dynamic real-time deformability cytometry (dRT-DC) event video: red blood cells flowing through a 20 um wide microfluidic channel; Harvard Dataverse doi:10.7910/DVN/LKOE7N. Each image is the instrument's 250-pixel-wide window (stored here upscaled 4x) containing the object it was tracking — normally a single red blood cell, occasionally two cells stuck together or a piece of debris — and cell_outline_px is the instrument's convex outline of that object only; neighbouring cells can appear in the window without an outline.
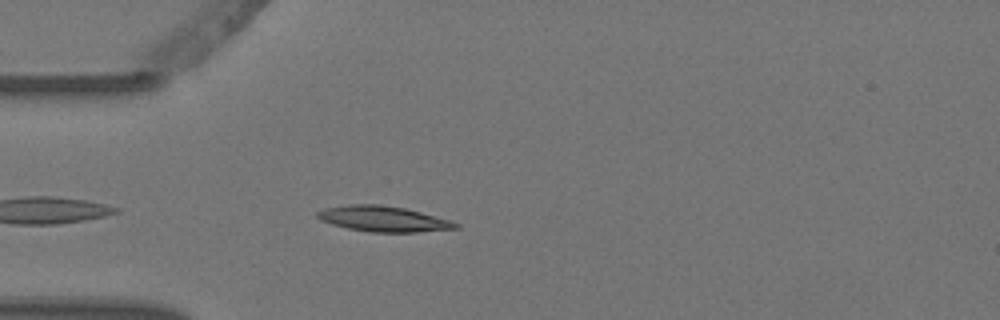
{"species": "Egyptian fruit bat (a non-hibernating species)", "species_latin": "Rousettus aegyptiacus", "temperature_condition": "warm", "stored_images_in_passage": 6, "camera_frame_rate_fps": 3000, "um_per_image_px": 0.085, "animal": {"sex": "female"}, "frame": {"image": 1, "passage_image": 6, "time_ms": 1.667, "image_size_px": [1000, 320], "cell_outline_px": [[460, 228], [420, 232], [368, 232], [348, 228], [332, 224], [320, 220], [316, 216], [316, 212], [324, 208], [348, 204], [376, 204], [404, 208], [452, 220], [460, 224]], "centroid_in_image_um": [32.6, 18.61], "position_along_channel_um": 52.4, "area_um2": 20.69}}